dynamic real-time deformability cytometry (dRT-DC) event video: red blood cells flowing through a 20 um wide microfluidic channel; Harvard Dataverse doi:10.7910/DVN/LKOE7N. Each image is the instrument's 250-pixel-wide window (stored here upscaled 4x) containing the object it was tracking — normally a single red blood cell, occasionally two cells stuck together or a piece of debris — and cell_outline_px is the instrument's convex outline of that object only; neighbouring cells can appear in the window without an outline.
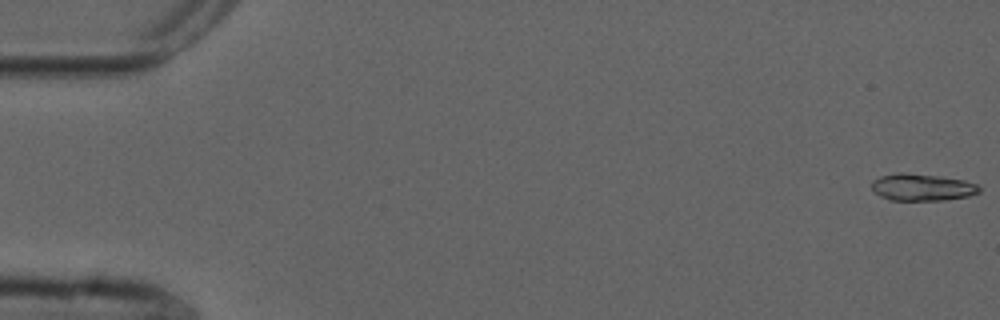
{"species": "common noctule bat (a hibernating species)", "species_latin": "Nyctalus noctula", "temperature_condition": "cold", "stored_images_in_passage": 11, "camera_frame_rate_fps": 3000, "um_per_image_px": 0.085, "animal": {"sex": "male", "forearm_length_mm": 52.5}, "frame": {"image": 1, "passage_image": 1, "time_ms": 0.0, "image_size_px": [1000, 320], "cell_outline_px": [[980, 192], [968, 196], [944, 200], [888, 200], [880, 196], [872, 188], [872, 180], [880, 176], [896, 172], [904, 172], [936, 176], [964, 180], [976, 184], [980, 188]], "centroid_in_image_um": [78.35, 15.91], "position_along_channel_um": 6.7, "area_um2": 16.88}}